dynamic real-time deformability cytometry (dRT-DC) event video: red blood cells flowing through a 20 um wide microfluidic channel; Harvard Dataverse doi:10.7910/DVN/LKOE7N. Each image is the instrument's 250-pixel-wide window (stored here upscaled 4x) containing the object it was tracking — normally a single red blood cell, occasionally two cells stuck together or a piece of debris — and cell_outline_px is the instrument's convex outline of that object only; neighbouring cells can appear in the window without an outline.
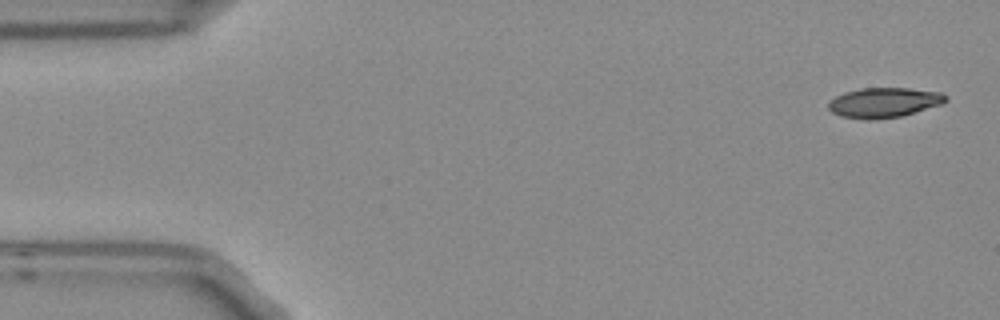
{"species": "Egyptian fruit bat (a non-hibernating species)", "species_latin": "Rousettus aegyptiacus", "temperature_condition": "room temperature", "stored_images_in_passage": 7, "camera_frame_rate_fps": 3000, "um_per_image_px": 0.085, "frame": {"image": 1, "passage_image": 1, "time_ms": 0.0, "image_size_px": [1000, 320], "cell_outline_px": [[948, 100], [944, 104], [900, 116], [868, 120], [840, 116], [832, 112], [828, 108], [828, 104], [836, 96], [844, 92], [860, 88], [908, 88], [940, 92], [948, 96]], "centroid_in_image_um": [75.16, 8.71], "position_along_channel_um": 9.8, "area_um2": 20.46}}
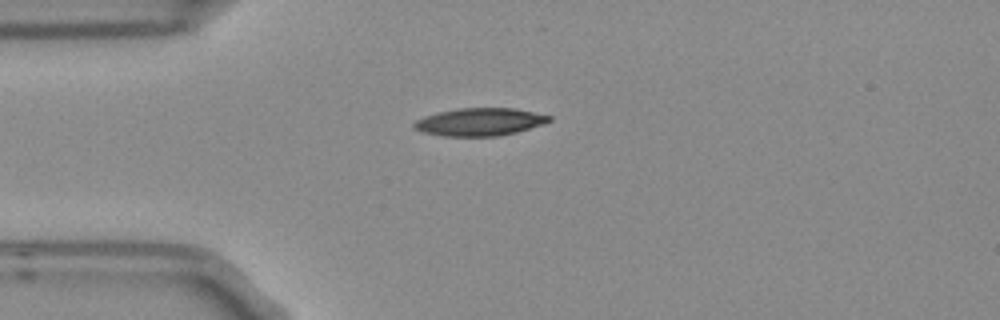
{"frame": {"image": 2, "passage_image": 4, "time_ms": 1.0, "image_size_px": [1000, 320], "cell_outline_px": [[552, 120], [516, 132], [500, 136], [444, 136], [424, 132], [412, 128], [412, 124], [416, 120], [424, 116], [436, 112], [456, 108], [512, 108], [552, 116]], "centroid_in_image_um": [40.71, 10.36], "position_along_channel_um": 44.3, "area_um2": 21.73}}
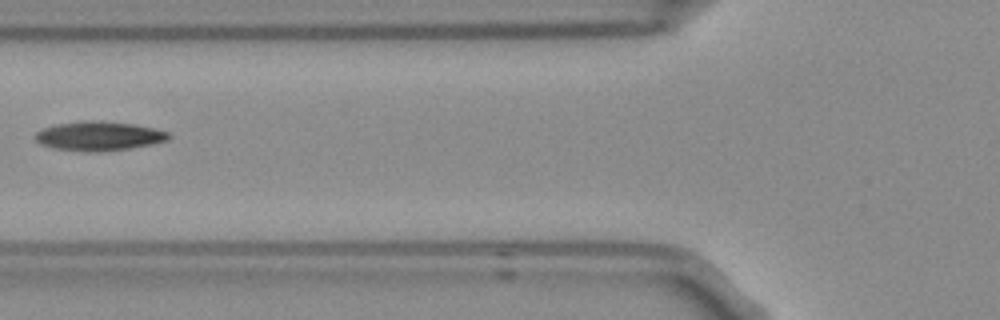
{"frame": {"image": 3, "passage_image": 6, "time_ms": 1.667, "image_size_px": [1000, 320], "cell_outline_px": [[172, 136], [168, 140], [152, 144], [128, 148], [96, 152], [88, 152], [52, 148], [40, 144], [36, 140], [36, 132], [44, 128], [56, 124], [80, 120], [100, 120], [136, 124], [168, 132]], "centroid_in_image_um": [8.4, 11.55], "position_along_channel_um": 117.4, "area_um2": 22.83}}